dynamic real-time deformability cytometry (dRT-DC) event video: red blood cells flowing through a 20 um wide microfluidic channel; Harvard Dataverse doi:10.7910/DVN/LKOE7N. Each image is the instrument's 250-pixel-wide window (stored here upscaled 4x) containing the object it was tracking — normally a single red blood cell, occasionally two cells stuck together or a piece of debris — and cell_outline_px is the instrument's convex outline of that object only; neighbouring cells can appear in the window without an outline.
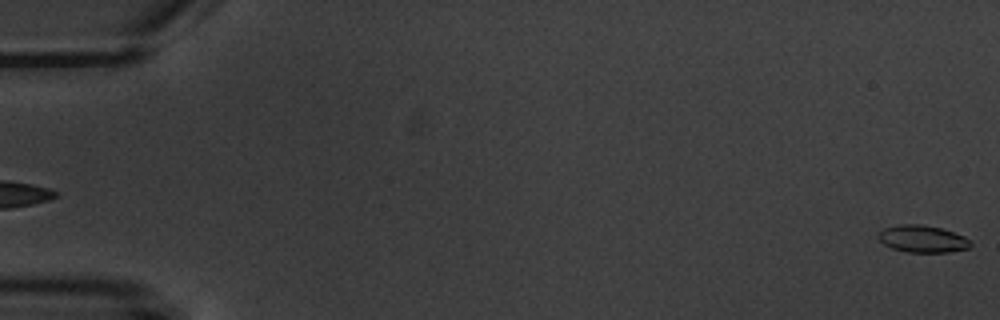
{"species": "common noctule bat (a hibernating species)", "species_latin": "Nyctalus noctula", "temperature_condition": "warm", "stored_images_in_passage": 4, "segment_of_instrument_passage": [2, 2], "camera_frame_rate_fps": 3000, "um_per_image_px": 0.085, "animal": {"sex": "male", "body_mass_g": 20.1, "forearm_length_mm": 53.5}, "frame": {"image": 1, "passage_image": 4, "time_ms": 3.667, "image_size_px": [1000, 320], "cell_outline_px": [[972, 244], [968, 248], [948, 252], [908, 252], [892, 248], [884, 244], [880, 240], [880, 232], [884, 228], [900, 224], [920, 224], [940, 228], [964, 236]], "centroid_in_image_um": [78.42, 20.3], "position_along_channel_um": 6.6, "area_um2": 14.28}}